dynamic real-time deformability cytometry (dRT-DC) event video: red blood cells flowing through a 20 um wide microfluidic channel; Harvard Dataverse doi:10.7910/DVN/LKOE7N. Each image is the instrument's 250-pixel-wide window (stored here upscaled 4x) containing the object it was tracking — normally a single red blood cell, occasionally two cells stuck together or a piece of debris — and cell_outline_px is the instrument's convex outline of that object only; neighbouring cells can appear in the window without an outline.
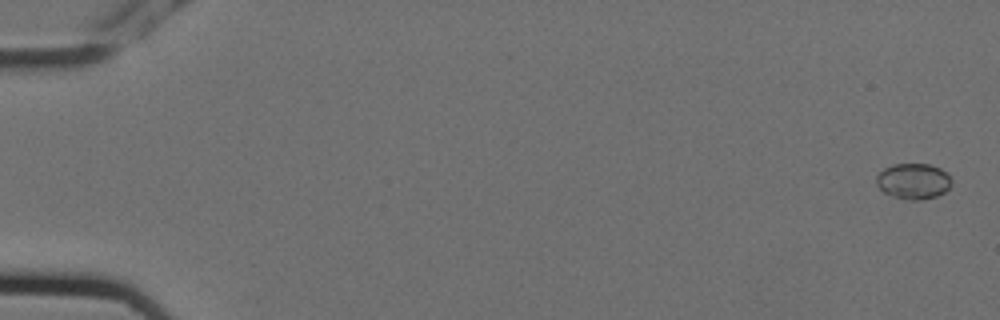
{"species": "Egyptian fruit bat (a non-hibernating species)", "species_latin": "Rousettus aegyptiacus", "temperature_condition": "cold", "stored_images_in_passage": 5, "camera_frame_rate_fps": 3000, "um_per_image_px": 0.085, "animal": {"sex": "female"}, "frame": {"image": 1, "passage_image": 1, "time_ms": 0.0, "image_size_px": [1000, 320], "cell_outline_px": [[952, 184], [944, 192], [936, 196], [920, 200], [904, 200], [892, 196], [884, 192], [876, 184], [876, 176], [884, 168], [892, 164], [928, 164], [940, 168], [948, 172], [952, 180]], "centroid_in_image_um": [77.64, 15.4], "position_along_channel_um": 7.4, "area_um2": 15.84}}
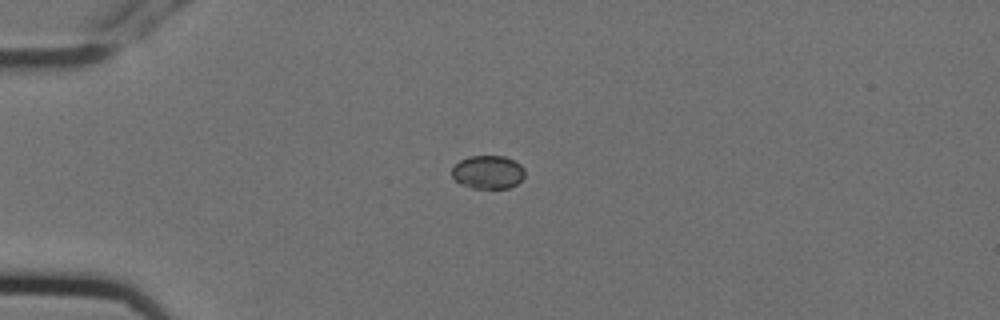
{"frame": {"image": 2, "passage_image": 4, "time_ms": 1.0, "image_size_px": [1000, 320], "cell_outline_px": [[524, 176], [516, 184], [508, 188], [472, 188], [460, 184], [452, 176], [452, 168], [460, 160], [468, 156], [504, 156], [520, 164], [524, 168]], "centroid_in_image_um": [41.46, 14.63], "position_along_channel_um": 43.5, "area_um2": 14.1}}